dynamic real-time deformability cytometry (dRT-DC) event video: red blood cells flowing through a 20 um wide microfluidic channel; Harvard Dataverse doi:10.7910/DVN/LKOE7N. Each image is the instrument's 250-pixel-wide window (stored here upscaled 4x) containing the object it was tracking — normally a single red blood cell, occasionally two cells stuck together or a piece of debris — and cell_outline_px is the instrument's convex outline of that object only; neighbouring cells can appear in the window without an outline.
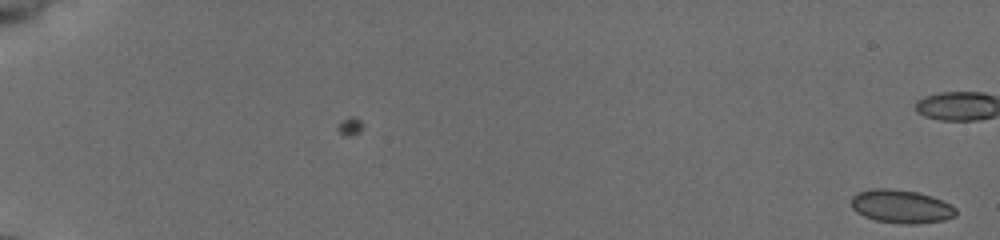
{"species": "common noctule bat (a hibernating species)", "species_latin": "Nyctalus noctula", "temperature_condition": "cold", "stored_images_in_passage": 46, "camera_frame_rate_fps": 3000, "um_per_image_px": 0.085, "animal": {"sex": "female", "body_mass_g": 19.5, "forearm_length_mm": 54.1}, "frame": {"image": 1, "passage_image": 1, "time_ms": 0.0, "image_size_px": [1000, 240], "cell_outline_px": [[956, 216], [944, 220], [916, 224], [900, 224], [876, 220], [864, 216], [856, 212], [852, 208], [852, 196], [856, 192], [872, 188], [888, 188], [916, 192], [932, 196], [956, 208]], "centroid_in_image_um": [76.57, 17.55], "position_along_channel_um": 8.4, "area_um2": 20.35}}
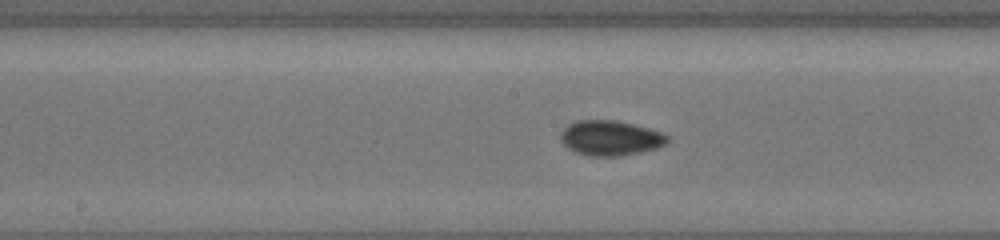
{"frame": {"image": 2, "passage_image": 31, "time_ms": 10.0, "image_size_px": [1000, 240], "cell_outline_px": [[668, 144], [656, 148], [640, 152], [620, 156], [588, 156], [576, 152], [568, 148], [560, 140], [560, 132], [568, 124], [576, 120], [616, 120], [664, 132], [668, 136]], "centroid_in_image_um": [51.88, 11.73], "position_along_channel_um": 196.3, "area_um2": 21.96}}
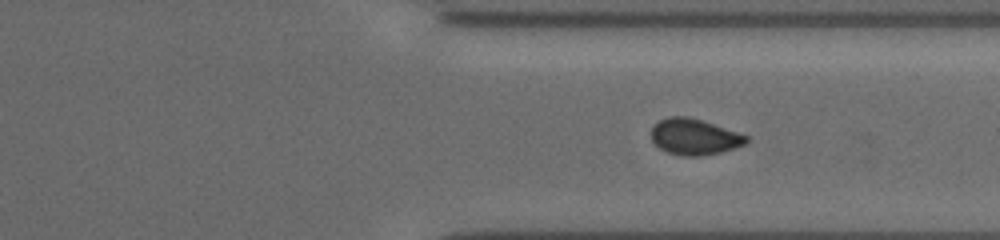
{"frame": {"image": 3, "passage_image": 43, "time_ms": 14.0, "image_size_px": [1000, 240], "cell_outline_px": [[748, 140], [744, 144], [720, 152], [700, 156], [680, 156], [668, 152], [660, 148], [652, 140], [652, 128], [660, 120], [672, 116], [688, 116], [748, 136]], "centroid_in_image_um": [58.99, 11.64], "position_along_channel_um": 352.4, "area_um2": 19.48}}